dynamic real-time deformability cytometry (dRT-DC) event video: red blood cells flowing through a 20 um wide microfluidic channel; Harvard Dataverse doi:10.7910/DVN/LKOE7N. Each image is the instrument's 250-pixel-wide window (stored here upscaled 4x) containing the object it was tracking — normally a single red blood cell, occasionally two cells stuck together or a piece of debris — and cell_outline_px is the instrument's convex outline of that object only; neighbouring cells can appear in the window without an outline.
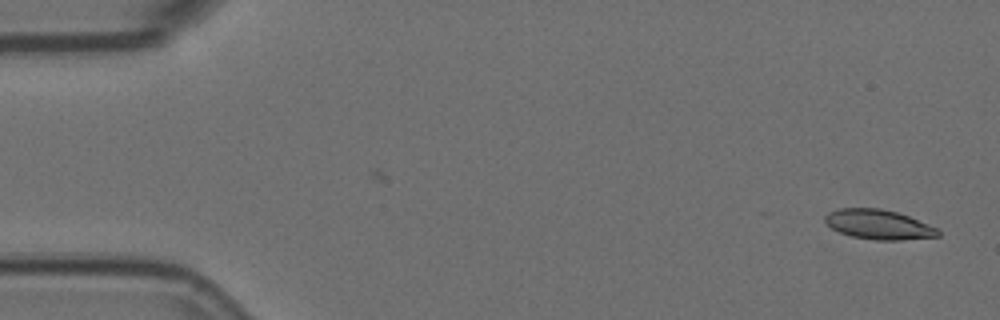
{"species": "Egyptian fruit bat (a non-hibernating species)", "species_latin": "Rousettus aegyptiacus", "temperature_condition": "room temperature", "stored_images_in_passage": 2, "camera_frame_rate_fps": 3000, "um_per_image_px": 0.085, "animal": {"sex": "female"}, "frame": {"image": 1, "passage_image": 2, "time_ms": 0.333, "image_size_px": [1000, 320], "cell_outline_px": [[940, 236], [900, 240], [876, 240], [852, 236], [840, 232], [832, 228], [824, 220], [824, 216], [828, 212], [840, 208], [880, 208], [896, 212], [908, 216], [936, 228], [940, 232]], "centroid_in_image_um": [74.66, 19.08], "position_along_channel_um": 10.3, "area_um2": 19.31}}